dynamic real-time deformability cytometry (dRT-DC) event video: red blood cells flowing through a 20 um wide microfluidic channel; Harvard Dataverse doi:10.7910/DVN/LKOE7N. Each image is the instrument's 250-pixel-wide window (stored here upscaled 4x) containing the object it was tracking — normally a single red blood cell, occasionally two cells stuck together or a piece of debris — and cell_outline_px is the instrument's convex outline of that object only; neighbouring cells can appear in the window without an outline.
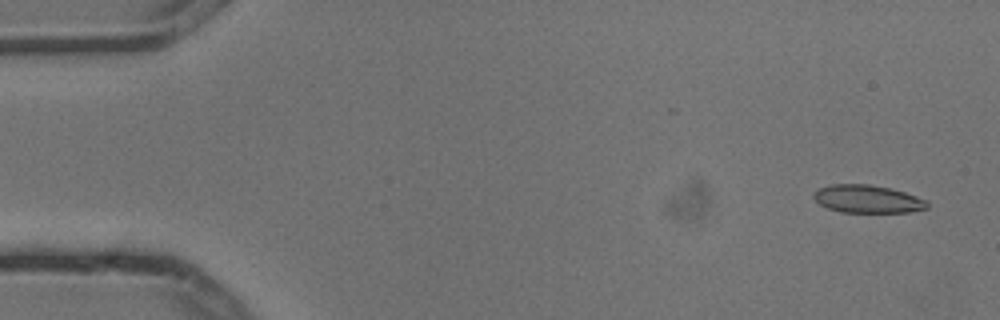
{"species": "common noctule bat (a hibernating species)", "species_latin": "Nyctalus noctula", "temperature_condition": "cold", "stored_images_in_passage": 4, "camera_frame_rate_fps": 3000, "um_per_image_px": 0.085, "animal": {"sex": "male", "body_mass_g": 13.3}, "frame": {"image": 1, "passage_image": 1, "time_ms": 0.0, "image_size_px": [1000, 320], "cell_outline_px": [[928, 208], [912, 212], [840, 212], [828, 208], [820, 204], [812, 196], [812, 192], [820, 188], [832, 184], [868, 184], [888, 188], [904, 192], [928, 200]], "centroid_in_image_um": [73.74, 16.92], "position_along_channel_um": 11.3, "area_um2": 18.44}}
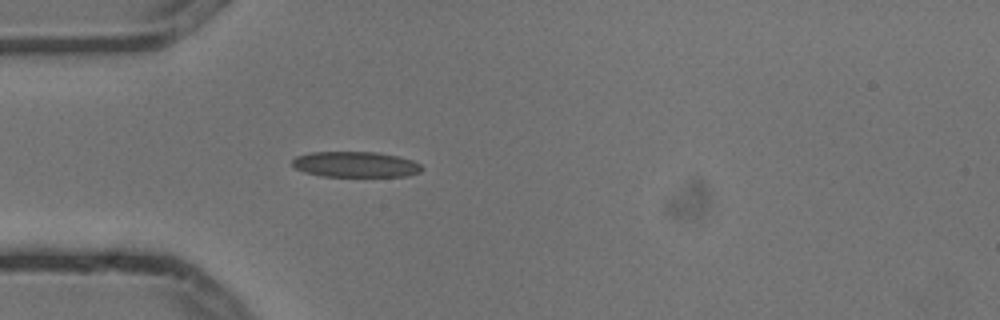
{"frame": {"image": 2, "passage_image": 4, "time_ms": 1.0, "image_size_px": [1000, 320], "cell_outline_px": [[424, 168], [420, 172], [408, 176], [320, 176], [304, 172], [296, 168], [292, 164], [292, 160], [296, 156], [312, 152], [376, 152], [396, 156], [412, 160], [420, 164]], "centroid_in_image_um": [30.22, 13.98], "position_along_channel_um": 54.8, "area_um2": 19.31}}